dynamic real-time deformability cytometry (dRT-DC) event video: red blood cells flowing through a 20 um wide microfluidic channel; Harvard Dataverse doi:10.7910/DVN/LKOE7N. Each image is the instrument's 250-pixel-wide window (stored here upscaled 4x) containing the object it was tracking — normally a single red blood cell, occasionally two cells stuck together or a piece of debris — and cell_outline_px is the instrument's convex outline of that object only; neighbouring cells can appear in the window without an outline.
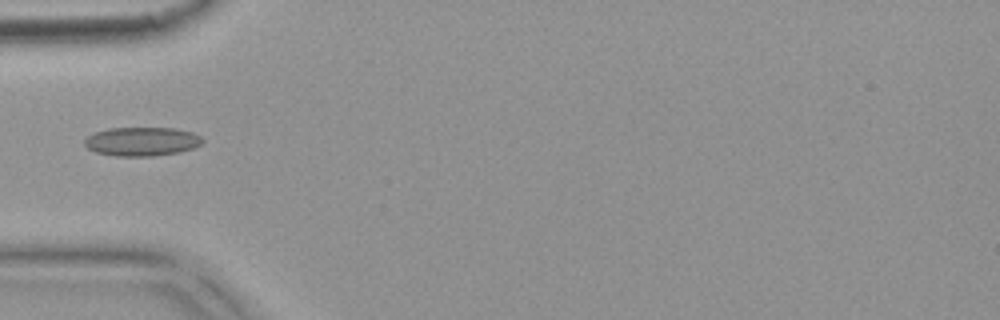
{"species": "common noctule bat (a hibernating species)", "species_latin": "Nyctalus noctula", "temperature_condition": "warm", "stored_images_in_passage": 1, "camera_frame_rate_fps": 3000, "um_per_image_px": 0.085, "animal": {"sex": "female", "body_mass_g": 18.4}, "frame": {"image": 1, "passage_image": 1, "time_ms": 0.0, "image_size_px": [1000, 320], "cell_outline_px": [[204, 140], [200, 144], [192, 148], [176, 152], [152, 156], [116, 156], [96, 152], [88, 148], [84, 144], [84, 140], [92, 132], [108, 128], [176, 128], [192, 132], [200, 136]], "centroid_in_image_um": [12.02, 12.01], "position_along_channel_um": 73.0, "area_um2": 19.77}}